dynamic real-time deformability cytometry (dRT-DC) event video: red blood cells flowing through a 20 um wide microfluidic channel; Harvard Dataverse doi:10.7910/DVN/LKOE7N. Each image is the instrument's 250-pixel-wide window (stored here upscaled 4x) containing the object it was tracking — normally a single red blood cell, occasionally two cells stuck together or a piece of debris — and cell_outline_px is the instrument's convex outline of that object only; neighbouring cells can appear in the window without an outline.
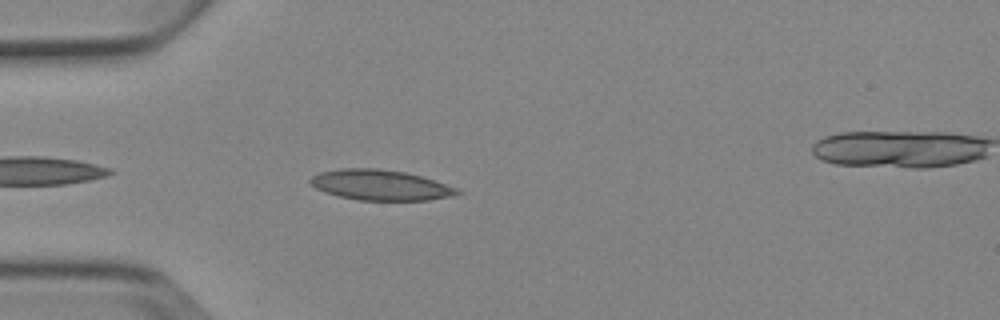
{"species": "Egyptian fruit bat (a non-hibernating species)", "species_latin": "Rousettus aegyptiacus", "temperature_condition": "cold", "stored_images_in_passage": 5, "camera_frame_rate_fps": 3000, "um_per_image_px": 0.085, "animal": {"sex": "female"}, "frame": {"image": 1, "passage_image": 4, "time_ms": 4.333, "image_size_px": [1000, 320], "cell_outline_px": [[464, 192], [452, 196], [428, 200], [360, 200], [340, 196], [324, 192], [316, 188], [308, 180], [312, 176], [320, 172], [340, 168], [376, 168], [404, 172], [420, 176], [460, 188]], "centroid_in_image_um": [32.36, 15.73], "position_along_channel_um": 52.6, "area_um2": 26.01}}